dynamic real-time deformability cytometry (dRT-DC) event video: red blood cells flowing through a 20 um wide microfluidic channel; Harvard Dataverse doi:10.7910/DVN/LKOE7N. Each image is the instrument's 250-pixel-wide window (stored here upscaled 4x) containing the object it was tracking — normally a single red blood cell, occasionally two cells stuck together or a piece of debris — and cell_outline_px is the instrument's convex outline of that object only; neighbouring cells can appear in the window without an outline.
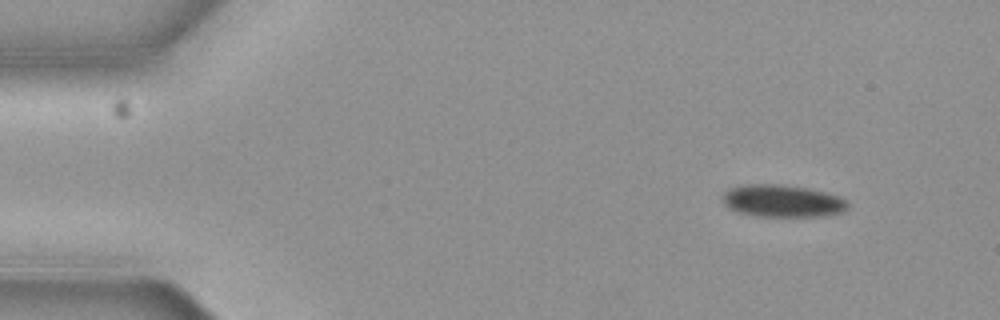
{"species": "common noctule bat (a hibernating species)", "species_latin": "Nyctalus noctula", "temperature_condition": "cold", "stored_images_in_passage": 4, "camera_frame_rate_fps": 3000, "um_per_image_px": 0.085, "animal": {"sex": "female", "body_mass_g": 19.3, "forearm_length_mm": 54.1}, "frame": {"image": 1, "passage_image": 1, "time_ms": 0.0, "image_size_px": [1000, 320], "cell_outline_px": [[848, 204], [840, 212], [824, 216], [756, 216], [740, 212], [728, 208], [724, 204], [720, 196], [728, 188], [740, 184], [780, 184], [804, 188], [824, 192], [836, 196], [844, 200]], "centroid_in_image_um": [66.38, 17.07], "position_along_channel_um": 18.6, "area_um2": 23.35}}
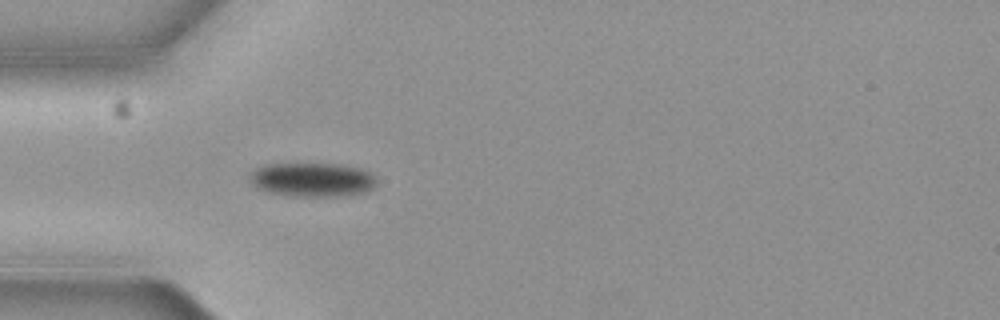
{"frame": {"image": 2, "passage_image": 4, "time_ms": 1.0, "image_size_px": [1000, 320], "cell_outline_px": [[376, 184], [368, 192], [340, 196], [288, 196], [268, 192], [256, 188], [252, 184], [252, 172], [256, 168], [268, 164], [336, 164], [360, 168], [372, 172], [376, 176]], "centroid_in_image_um": [26.6, 15.28], "position_along_channel_um": 58.4, "area_um2": 25.2}}